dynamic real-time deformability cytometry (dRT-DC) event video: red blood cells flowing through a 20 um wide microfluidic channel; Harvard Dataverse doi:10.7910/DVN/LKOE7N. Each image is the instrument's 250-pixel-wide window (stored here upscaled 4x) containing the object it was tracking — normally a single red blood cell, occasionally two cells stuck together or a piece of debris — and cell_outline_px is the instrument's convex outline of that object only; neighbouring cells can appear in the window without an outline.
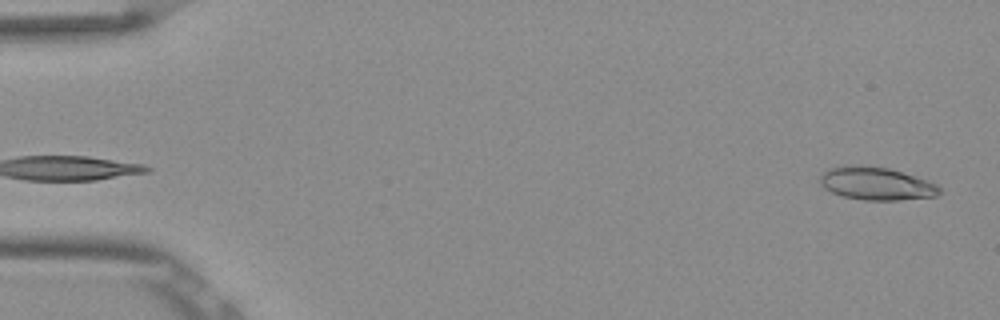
{"species": "Egyptian fruit bat (a non-hibernating species)", "species_latin": "Rousettus aegyptiacus", "temperature_condition": "room temperature", "stored_images_in_passage": 51, "camera_frame_rate_fps": 3000, "um_per_image_px": 0.085, "frame": {"image": 1, "passage_image": 1, "time_ms": 0.0, "image_size_px": [1000, 320], "cell_outline_px": [[940, 192], [936, 196], [900, 200], [864, 200], [840, 196], [824, 188], [820, 184], [820, 176], [828, 168], [844, 164], [868, 164], [888, 168], [928, 180], [936, 184], [940, 188]], "centroid_in_image_um": [74.44, 15.58], "position_along_channel_um": 10.6, "area_um2": 23.29}}
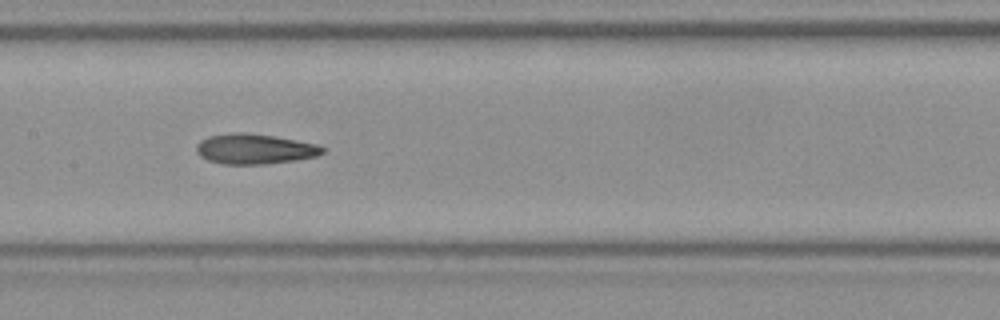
{"frame": {"image": 2, "passage_image": 25, "time_ms": 8.0, "image_size_px": [1000, 320], "cell_outline_px": [[324, 152], [316, 156], [296, 160], [264, 164], [220, 164], [208, 160], [200, 156], [196, 152], [196, 144], [200, 140], [208, 136], [232, 132], [244, 132], [276, 136], [316, 144], [324, 148]], "centroid_in_image_um": [21.6, 12.65], "position_along_channel_um": 185.8, "area_um2": 22.31}}
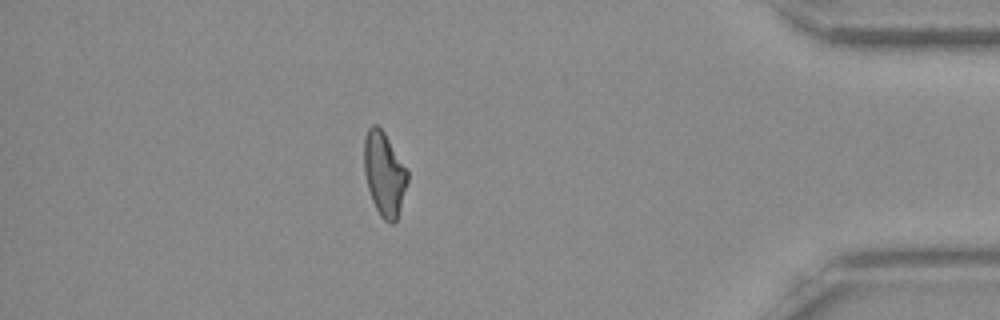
{"frame": {"image": 3, "passage_image": 45, "time_ms": 14.667, "image_size_px": [1000, 320], "cell_outline_px": [[408, 180], [396, 220], [392, 224], [388, 224], [380, 216], [372, 200], [368, 188], [364, 172], [364, 136], [368, 128], [372, 124], [376, 124], [384, 132], [408, 168]], "centroid_in_image_um": [32.66, 14.75], "position_along_channel_um": 402.5, "area_um2": 21.33}, "authors_computed_cell_mechanics": {"area_um2": 21.964, "velocity_mm_per_s": 3.8751, "shape_relaxation_time_tau1_ms": null, "shape_relaxation_time_tau2_ms": 3.8807, "deformation_change_tau1": null, "deformation_change_tau2": 0.1316}}